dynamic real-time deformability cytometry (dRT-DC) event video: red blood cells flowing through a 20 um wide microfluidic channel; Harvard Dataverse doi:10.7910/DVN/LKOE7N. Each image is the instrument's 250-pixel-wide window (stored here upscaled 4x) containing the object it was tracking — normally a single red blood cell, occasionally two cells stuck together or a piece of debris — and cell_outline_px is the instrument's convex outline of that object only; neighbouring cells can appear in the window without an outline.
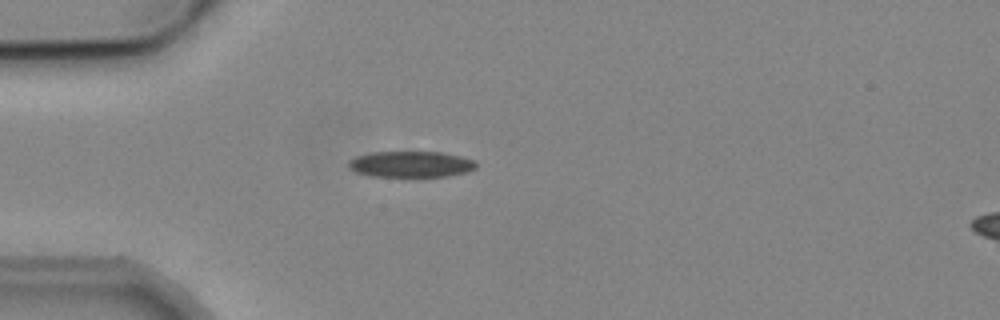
{"species": "common noctule bat (a hibernating species)", "species_latin": "Nyctalus noctula", "temperature_condition": "cold", "stored_images_in_passage": 2, "segment_of_instrument_passage": [1, 2], "camera_frame_rate_fps": 3000, "um_per_image_px": 0.085, "animal": {"sex": "male", "body_mass_g": 19.2, "forearm_length_mm": 51.8}, "frame": {"image": 1, "passage_image": 1, "time_ms": 0.0, "image_size_px": [1000, 320], "cell_outline_px": [[476, 168], [468, 172], [448, 176], [368, 176], [356, 172], [348, 168], [348, 160], [356, 156], [372, 152], [444, 152], [476, 160]], "centroid_in_image_um": [34.92, 13.95], "position_along_channel_um": 50.1, "area_um2": 19.54}}